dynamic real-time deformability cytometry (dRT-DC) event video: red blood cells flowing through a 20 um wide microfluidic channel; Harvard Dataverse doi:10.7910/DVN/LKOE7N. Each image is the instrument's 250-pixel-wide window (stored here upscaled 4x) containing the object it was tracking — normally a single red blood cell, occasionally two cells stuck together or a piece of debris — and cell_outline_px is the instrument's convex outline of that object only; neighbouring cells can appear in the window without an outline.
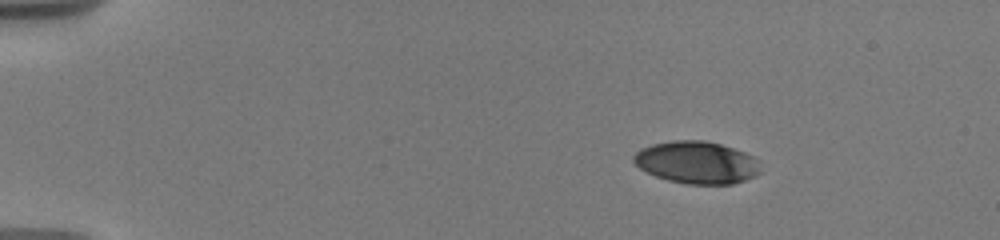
{"species": "human", "species_latin": "Homo sapiens", "temperature_condition": "warm", "stored_images_in_passage": 36, "camera_frame_rate_fps": 3000, "um_per_image_px": 0.085, "donor": {"sex": "male"}, "frame": {"image": 1, "passage_image": 1, "time_ms": 0.0, "image_size_px": [1000, 240], "cell_outline_px": [[760, 172], [756, 176], [732, 184], [688, 184], [668, 180], [656, 176], [640, 168], [632, 160], [632, 156], [640, 148], [652, 144], [672, 140], [704, 140], [720, 144], [744, 152], [760, 160]], "centroid_in_image_um": [59.23, 13.8], "position_along_channel_um": 25.8, "area_um2": 31.39}}
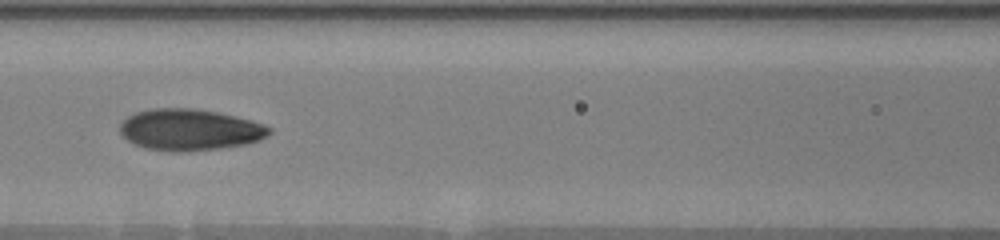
{"frame": {"image": 2, "passage_image": 18, "time_ms": 6.0, "image_size_px": [1000, 240], "cell_outline_px": [[272, 132], [268, 136], [260, 140], [244, 144], [220, 148], [180, 152], [172, 152], [144, 148], [128, 140], [120, 132], [120, 124], [128, 116], [136, 112], [152, 108], [192, 108], [216, 112], [252, 120], [264, 124], [272, 128]], "centroid_in_image_um": [16.15, 11.03], "position_along_channel_um": 150.5, "area_um2": 36.01}}
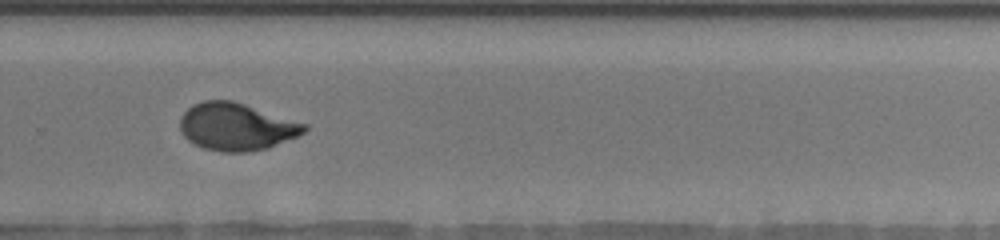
{"frame": {"image": 3, "passage_image": 30, "time_ms": 10.333, "image_size_px": [1000, 240], "cell_outline_px": [[308, 128], [304, 132], [296, 136], [268, 148], [248, 152], [220, 152], [204, 148], [192, 144], [180, 132], [180, 116], [192, 104], [204, 100], [232, 100], [308, 124]], "centroid_in_image_um": [20.06, 10.77], "position_along_channel_um": 309.7, "area_um2": 34.51}}